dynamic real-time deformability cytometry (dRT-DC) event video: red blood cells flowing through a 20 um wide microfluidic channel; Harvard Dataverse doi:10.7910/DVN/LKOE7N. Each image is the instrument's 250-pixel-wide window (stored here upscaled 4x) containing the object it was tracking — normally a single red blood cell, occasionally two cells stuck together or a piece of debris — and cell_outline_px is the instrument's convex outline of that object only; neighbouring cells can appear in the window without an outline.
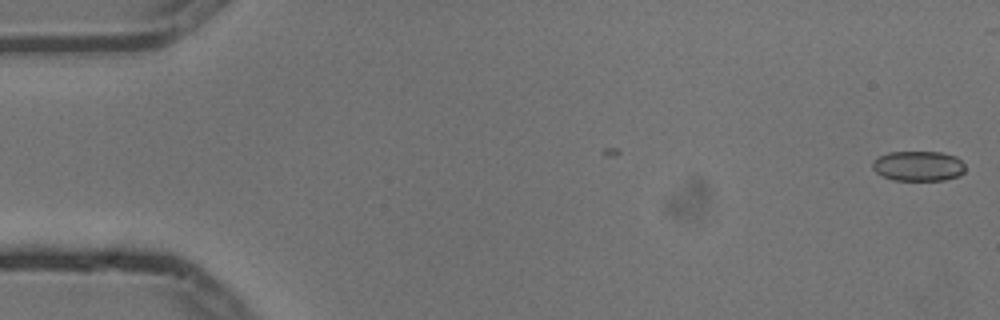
{"species": "common noctule bat (a hibernating species)", "species_latin": "Nyctalus noctula", "temperature_condition": "cold", "stored_images_in_passage": 2, "camera_frame_rate_fps": 3000, "um_per_image_px": 0.085, "animal": {"sex": "male", "body_mass_g": 13.3}, "frame": {"image": 1, "passage_image": 2, "time_ms": 0.333, "image_size_px": [1000, 320], "cell_outline_px": [[964, 172], [960, 176], [944, 180], [892, 180], [876, 172], [872, 168], [872, 160], [888, 152], [940, 152], [956, 156], [964, 164]], "centroid_in_image_um": [78.06, 14.11], "position_along_channel_um": 6.9, "area_um2": 16.3}}